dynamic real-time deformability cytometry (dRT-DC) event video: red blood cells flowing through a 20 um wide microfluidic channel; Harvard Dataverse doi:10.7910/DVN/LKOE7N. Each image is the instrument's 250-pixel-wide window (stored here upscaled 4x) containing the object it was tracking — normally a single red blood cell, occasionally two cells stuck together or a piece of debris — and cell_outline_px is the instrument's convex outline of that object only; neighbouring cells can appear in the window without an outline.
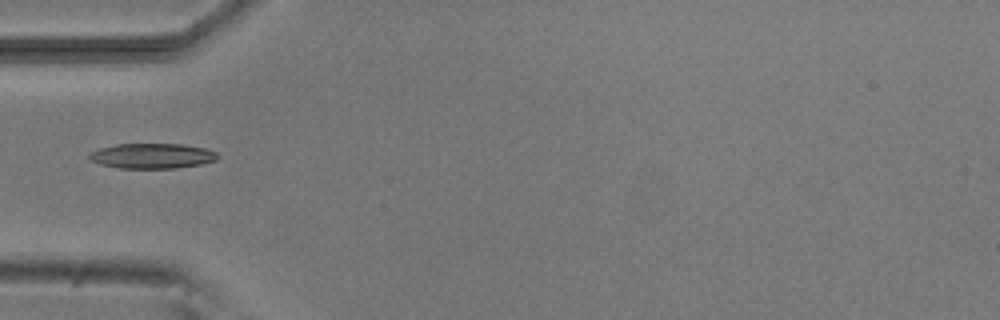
{"species": "common noctule bat (a hibernating species)", "species_latin": "Nyctalus noctula", "temperature_condition": "room temperature", "stored_images_in_passage": 3, "camera_frame_rate_fps": 3000, "um_per_image_px": 0.085, "animal": {"sex": "male", "body_mass_g": 20.5, "forearm_length_mm": 52.5}, "frame": {"image": 1, "passage_image": 2, "time_ms": 1.333, "image_size_px": [1000, 320], "cell_outline_px": [[220, 156], [216, 160], [200, 164], [176, 168], [120, 168], [100, 164], [92, 160], [88, 156], [88, 152], [100, 148], [116, 144], [184, 144], [204, 148], [216, 152]], "centroid_in_image_um": [12.93, 13.25], "position_along_channel_um": 72.1, "area_um2": 18.79}}
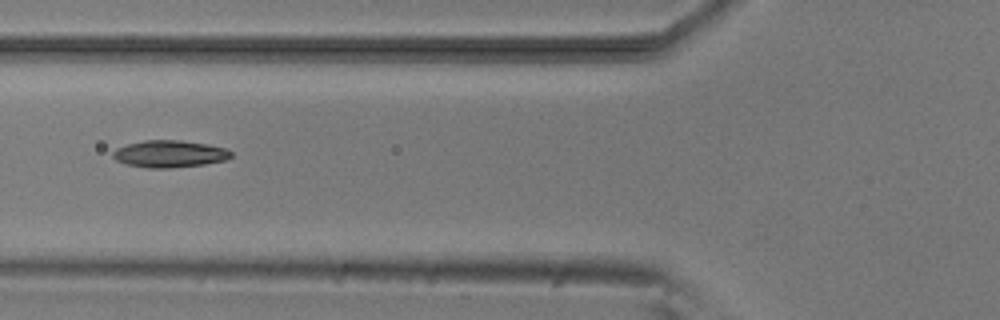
{"frame": {"image": 2, "passage_image": 3, "time_ms": 2.333, "image_size_px": [1000, 320], "cell_outline_px": [[232, 156], [224, 160], [204, 164], [172, 168], [148, 168], [124, 164], [116, 160], [112, 156], [112, 152], [116, 148], [128, 144], [144, 140], [180, 140], [208, 144], [224, 148], [232, 152]], "centroid_in_image_um": [14.38, 13.08], "position_along_channel_um": 111.4, "area_um2": 18.67}}